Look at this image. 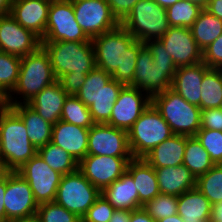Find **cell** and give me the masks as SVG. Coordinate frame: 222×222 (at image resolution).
Segmentation results:
<instances>
[{"label":"cell","instance_id":"cell-58","mask_svg":"<svg viewBox=\"0 0 222 222\" xmlns=\"http://www.w3.org/2000/svg\"><path fill=\"white\" fill-rule=\"evenodd\" d=\"M5 105V99L0 95V108Z\"/></svg>","mask_w":222,"mask_h":222},{"label":"cell","instance_id":"cell-26","mask_svg":"<svg viewBox=\"0 0 222 222\" xmlns=\"http://www.w3.org/2000/svg\"><path fill=\"white\" fill-rule=\"evenodd\" d=\"M154 169L160 194L180 196L196 187V178L185 165Z\"/></svg>","mask_w":222,"mask_h":222},{"label":"cell","instance_id":"cell-46","mask_svg":"<svg viewBox=\"0 0 222 222\" xmlns=\"http://www.w3.org/2000/svg\"><path fill=\"white\" fill-rule=\"evenodd\" d=\"M114 17L121 23L139 0H106Z\"/></svg>","mask_w":222,"mask_h":222},{"label":"cell","instance_id":"cell-39","mask_svg":"<svg viewBox=\"0 0 222 222\" xmlns=\"http://www.w3.org/2000/svg\"><path fill=\"white\" fill-rule=\"evenodd\" d=\"M36 217L39 222H81L75 213L55 201L39 204Z\"/></svg>","mask_w":222,"mask_h":222},{"label":"cell","instance_id":"cell-43","mask_svg":"<svg viewBox=\"0 0 222 222\" xmlns=\"http://www.w3.org/2000/svg\"><path fill=\"white\" fill-rule=\"evenodd\" d=\"M203 62L209 68L222 66V34L203 50Z\"/></svg>","mask_w":222,"mask_h":222},{"label":"cell","instance_id":"cell-31","mask_svg":"<svg viewBox=\"0 0 222 222\" xmlns=\"http://www.w3.org/2000/svg\"><path fill=\"white\" fill-rule=\"evenodd\" d=\"M183 165L196 179L214 166L208 152L195 136H187Z\"/></svg>","mask_w":222,"mask_h":222},{"label":"cell","instance_id":"cell-57","mask_svg":"<svg viewBox=\"0 0 222 222\" xmlns=\"http://www.w3.org/2000/svg\"><path fill=\"white\" fill-rule=\"evenodd\" d=\"M10 222H39L36 216L30 217V218H24V219H17Z\"/></svg>","mask_w":222,"mask_h":222},{"label":"cell","instance_id":"cell-34","mask_svg":"<svg viewBox=\"0 0 222 222\" xmlns=\"http://www.w3.org/2000/svg\"><path fill=\"white\" fill-rule=\"evenodd\" d=\"M21 58L0 51V95L5 99L16 87Z\"/></svg>","mask_w":222,"mask_h":222},{"label":"cell","instance_id":"cell-51","mask_svg":"<svg viewBox=\"0 0 222 222\" xmlns=\"http://www.w3.org/2000/svg\"><path fill=\"white\" fill-rule=\"evenodd\" d=\"M210 222H222V202L212 205Z\"/></svg>","mask_w":222,"mask_h":222},{"label":"cell","instance_id":"cell-13","mask_svg":"<svg viewBox=\"0 0 222 222\" xmlns=\"http://www.w3.org/2000/svg\"><path fill=\"white\" fill-rule=\"evenodd\" d=\"M38 203L29 183L16 171L6 174L5 222L36 216Z\"/></svg>","mask_w":222,"mask_h":222},{"label":"cell","instance_id":"cell-3","mask_svg":"<svg viewBox=\"0 0 222 222\" xmlns=\"http://www.w3.org/2000/svg\"><path fill=\"white\" fill-rule=\"evenodd\" d=\"M55 81L57 79L49 54L40 46L35 52L21 58L18 82L13 91L5 98V105L27 104L36 94ZM14 94L20 95L17 97L20 98L19 101L12 96Z\"/></svg>","mask_w":222,"mask_h":222},{"label":"cell","instance_id":"cell-9","mask_svg":"<svg viewBox=\"0 0 222 222\" xmlns=\"http://www.w3.org/2000/svg\"><path fill=\"white\" fill-rule=\"evenodd\" d=\"M100 195L101 191L76 170L62 175L54 201L82 219Z\"/></svg>","mask_w":222,"mask_h":222},{"label":"cell","instance_id":"cell-38","mask_svg":"<svg viewBox=\"0 0 222 222\" xmlns=\"http://www.w3.org/2000/svg\"><path fill=\"white\" fill-rule=\"evenodd\" d=\"M142 209L155 221L178 214V196L159 194L146 202Z\"/></svg>","mask_w":222,"mask_h":222},{"label":"cell","instance_id":"cell-24","mask_svg":"<svg viewBox=\"0 0 222 222\" xmlns=\"http://www.w3.org/2000/svg\"><path fill=\"white\" fill-rule=\"evenodd\" d=\"M101 195L115 210H137L139 205L138 191L132 175L126 171L119 179L101 191Z\"/></svg>","mask_w":222,"mask_h":222},{"label":"cell","instance_id":"cell-19","mask_svg":"<svg viewBox=\"0 0 222 222\" xmlns=\"http://www.w3.org/2000/svg\"><path fill=\"white\" fill-rule=\"evenodd\" d=\"M159 40L164 44L176 67L203 61V51L193 38L190 28L170 26Z\"/></svg>","mask_w":222,"mask_h":222},{"label":"cell","instance_id":"cell-36","mask_svg":"<svg viewBox=\"0 0 222 222\" xmlns=\"http://www.w3.org/2000/svg\"><path fill=\"white\" fill-rule=\"evenodd\" d=\"M60 120L90 129L95 123L89 107L76 95H68L63 105Z\"/></svg>","mask_w":222,"mask_h":222},{"label":"cell","instance_id":"cell-50","mask_svg":"<svg viewBox=\"0 0 222 222\" xmlns=\"http://www.w3.org/2000/svg\"><path fill=\"white\" fill-rule=\"evenodd\" d=\"M131 211L115 210L109 222H130Z\"/></svg>","mask_w":222,"mask_h":222},{"label":"cell","instance_id":"cell-52","mask_svg":"<svg viewBox=\"0 0 222 222\" xmlns=\"http://www.w3.org/2000/svg\"><path fill=\"white\" fill-rule=\"evenodd\" d=\"M12 0H0V16L10 14Z\"/></svg>","mask_w":222,"mask_h":222},{"label":"cell","instance_id":"cell-20","mask_svg":"<svg viewBox=\"0 0 222 222\" xmlns=\"http://www.w3.org/2000/svg\"><path fill=\"white\" fill-rule=\"evenodd\" d=\"M51 0H12L10 15L40 39L44 37Z\"/></svg>","mask_w":222,"mask_h":222},{"label":"cell","instance_id":"cell-45","mask_svg":"<svg viewBox=\"0 0 222 222\" xmlns=\"http://www.w3.org/2000/svg\"><path fill=\"white\" fill-rule=\"evenodd\" d=\"M86 75H77L72 72L61 76L58 81L68 95H76L85 82Z\"/></svg>","mask_w":222,"mask_h":222},{"label":"cell","instance_id":"cell-4","mask_svg":"<svg viewBox=\"0 0 222 222\" xmlns=\"http://www.w3.org/2000/svg\"><path fill=\"white\" fill-rule=\"evenodd\" d=\"M125 85L95 67L86 77L76 96L89 107L94 123H108L114 103Z\"/></svg>","mask_w":222,"mask_h":222},{"label":"cell","instance_id":"cell-53","mask_svg":"<svg viewBox=\"0 0 222 222\" xmlns=\"http://www.w3.org/2000/svg\"><path fill=\"white\" fill-rule=\"evenodd\" d=\"M155 3L160 5L161 7L168 8L171 5H174L179 0H153Z\"/></svg>","mask_w":222,"mask_h":222},{"label":"cell","instance_id":"cell-32","mask_svg":"<svg viewBox=\"0 0 222 222\" xmlns=\"http://www.w3.org/2000/svg\"><path fill=\"white\" fill-rule=\"evenodd\" d=\"M43 161L61 175H66L78 170V162L61 147L49 142L37 149Z\"/></svg>","mask_w":222,"mask_h":222},{"label":"cell","instance_id":"cell-11","mask_svg":"<svg viewBox=\"0 0 222 222\" xmlns=\"http://www.w3.org/2000/svg\"><path fill=\"white\" fill-rule=\"evenodd\" d=\"M177 67H160L153 65L152 53L144 45L137 55L133 82L129 85L144 91L151 98L171 89Z\"/></svg>","mask_w":222,"mask_h":222},{"label":"cell","instance_id":"cell-55","mask_svg":"<svg viewBox=\"0 0 222 222\" xmlns=\"http://www.w3.org/2000/svg\"><path fill=\"white\" fill-rule=\"evenodd\" d=\"M188 1L198 5L202 9H205L209 2V0H188Z\"/></svg>","mask_w":222,"mask_h":222},{"label":"cell","instance_id":"cell-35","mask_svg":"<svg viewBox=\"0 0 222 222\" xmlns=\"http://www.w3.org/2000/svg\"><path fill=\"white\" fill-rule=\"evenodd\" d=\"M196 187L210 201L222 202V164L214 165L196 179Z\"/></svg>","mask_w":222,"mask_h":222},{"label":"cell","instance_id":"cell-14","mask_svg":"<svg viewBox=\"0 0 222 222\" xmlns=\"http://www.w3.org/2000/svg\"><path fill=\"white\" fill-rule=\"evenodd\" d=\"M72 5L77 23L90 39L120 24L106 0H72Z\"/></svg>","mask_w":222,"mask_h":222},{"label":"cell","instance_id":"cell-48","mask_svg":"<svg viewBox=\"0 0 222 222\" xmlns=\"http://www.w3.org/2000/svg\"><path fill=\"white\" fill-rule=\"evenodd\" d=\"M205 10L222 20V0H209Z\"/></svg>","mask_w":222,"mask_h":222},{"label":"cell","instance_id":"cell-16","mask_svg":"<svg viewBox=\"0 0 222 222\" xmlns=\"http://www.w3.org/2000/svg\"><path fill=\"white\" fill-rule=\"evenodd\" d=\"M87 155L133 157L127 131L107 123H95L88 132Z\"/></svg>","mask_w":222,"mask_h":222},{"label":"cell","instance_id":"cell-54","mask_svg":"<svg viewBox=\"0 0 222 222\" xmlns=\"http://www.w3.org/2000/svg\"><path fill=\"white\" fill-rule=\"evenodd\" d=\"M156 222H183V221H182V218L178 214H176V215L158 220Z\"/></svg>","mask_w":222,"mask_h":222},{"label":"cell","instance_id":"cell-6","mask_svg":"<svg viewBox=\"0 0 222 222\" xmlns=\"http://www.w3.org/2000/svg\"><path fill=\"white\" fill-rule=\"evenodd\" d=\"M152 104L169 124L173 134L195 136L201 126V109L172 89L152 97Z\"/></svg>","mask_w":222,"mask_h":222},{"label":"cell","instance_id":"cell-56","mask_svg":"<svg viewBox=\"0 0 222 222\" xmlns=\"http://www.w3.org/2000/svg\"><path fill=\"white\" fill-rule=\"evenodd\" d=\"M9 171L6 169L2 157L0 156V177L6 175Z\"/></svg>","mask_w":222,"mask_h":222},{"label":"cell","instance_id":"cell-59","mask_svg":"<svg viewBox=\"0 0 222 222\" xmlns=\"http://www.w3.org/2000/svg\"><path fill=\"white\" fill-rule=\"evenodd\" d=\"M217 69H218V71L220 72V75H221V77H222V66L218 67Z\"/></svg>","mask_w":222,"mask_h":222},{"label":"cell","instance_id":"cell-42","mask_svg":"<svg viewBox=\"0 0 222 222\" xmlns=\"http://www.w3.org/2000/svg\"><path fill=\"white\" fill-rule=\"evenodd\" d=\"M152 53L153 65L160 67H176L171 56L167 53L160 40H151L144 43Z\"/></svg>","mask_w":222,"mask_h":222},{"label":"cell","instance_id":"cell-22","mask_svg":"<svg viewBox=\"0 0 222 222\" xmlns=\"http://www.w3.org/2000/svg\"><path fill=\"white\" fill-rule=\"evenodd\" d=\"M209 67L202 61L194 65L177 67L171 89L190 104L201 109V87L204 73Z\"/></svg>","mask_w":222,"mask_h":222},{"label":"cell","instance_id":"cell-44","mask_svg":"<svg viewBox=\"0 0 222 222\" xmlns=\"http://www.w3.org/2000/svg\"><path fill=\"white\" fill-rule=\"evenodd\" d=\"M200 129L222 131V108H208L201 110Z\"/></svg>","mask_w":222,"mask_h":222},{"label":"cell","instance_id":"cell-17","mask_svg":"<svg viewBox=\"0 0 222 222\" xmlns=\"http://www.w3.org/2000/svg\"><path fill=\"white\" fill-rule=\"evenodd\" d=\"M132 86H124L114 103L112 113L107 124L128 131L134 122L152 103V98ZM145 94V95H144Z\"/></svg>","mask_w":222,"mask_h":222},{"label":"cell","instance_id":"cell-23","mask_svg":"<svg viewBox=\"0 0 222 222\" xmlns=\"http://www.w3.org/2000/svg\"><path fill=\"white\" fill-rule=\"evenodd\" d=\"M68 94L57 80L36 94L27 104L53 125L60 120Z\"/></svg>","mask_w":222,"mask_h":222},{"label":"cell","instance_id":"cell-27","mask_svg":"<svg viewBox=\"0 0 222 222\" xmlns=\"http://www.w3.org/2000/svg\"><path fill=\"white\" fill-rule=\"evenodd\" d=\"M9 106L23 121L29 140L36 149L51 142L53 124L44 120L28 104L6 105Z\"/></svg>","mask_w":222,"mask_h":222},{"label":"cell","instance_id":"cell-10","mask_svg":"<svg viewBox=\"0 0 222 222\" xmlns=\"http://www.w3.org/2000/svg\"><path fill=\"white\" fill-rule=\"evenodd\" d=\"M92 42L76 21L72 0H51L41 42Z\"/></svg>","mask_w":222,"mask_h":222},{"label":"cell","instance_id":"cell-25","mask_svg":"<svg viewBox=\"0 0 222 222\" xmlns=\"http://www.w3.org/2000/svg\"><path fill=\"white\" fill-rule=\"evenodd\" d=\"M187 136L174 134L156 146L143 159L153 168L183 165Z\"/></svg>","mask_w":222,"mask_h":222},{"label":"cell","instance_id":"cell-30","mask_svg":"<svg viewBox=\"0 0 222 222\" xmlns=\"http://www.w3.org/2000/svg\"><path fill=\"white\" fill-rule=\"evenodd\" d=\"M190 29L197 45L203 51L222 34V20L202 9Z\"/></svg>","mask_w":222,"mask_h":222},{"label":"cell","instance_id":"cell-7","mask_svg":"<svg viewBox=\"0 0 222 222\" xmlns=\"http://www.w3.org/2000/svg\"><path fill=\"white\" fill-rule=\"evenodd\" d=\"M127 135L132 156L144 158L174 134L169 124L151 103L127 131Z\"/></svg>","mask_w":222,"mask_h":222},{"label":"cell","instance_id":"cell-21","mask_svg":"<svg viewBox=\"0 0 222 222\" xmlns=\"http://www.w3.org/2000/svg\"><path fill=\"white\" fill-rule=\"evenodd\" d=\"M88 128L59 120L53 125L51 142L68 152L78 163L87 156Z\"/></svg>","mask_w":222,"mask_h":222},{"label":"cell","instance_id":"cell-8","mask_svg":"<svg viewBox=\"0 0 222 222\" xmlns=\"http://www.w3.org/2000/svg\"><path fill=\"white\" fill-rule=\"evenodd\" d=\"M136 40H159L168 30L166 8L153 0H139L120 23Z\"/></svg>","mask_w":222,"mask_h":222},{"label":"cell","instance_id":"cell-28","mask_svg":"<svg viewBox=\"0 0 222 222\" xmlns=\"http://www.w3.org/2000/svg\"><path fill=\"white\" fill-rule=\"evenodd\" d=\"M127 171L132 175L141 207L160 194L155 169L143 158L131 159Z\"/></svg>","mask_w":222,"mask_h":222},{"label":"cell","instance_id":"cell-1","mask_svg":"<svg viewBox=\"0 0 222 222\" xmlns=\"http://www.w3.org/2000/svg\"><path fill=\"white\" fill-rule=\"evenodd\" d=\"M96 67L125 86L133 82L137 55L145 45L136 40L121 24L91 39Z\"/></svg>","mask_w":222,"mask_h":222},{"label":"cell","instance_id":"cell-40","mask_svg":"<svg viewBox=\"0 0 222 222\" xmlns=\"http://www.w3.org/2000/svg\"><path fill=\"white\" fill-rule=\"evenodd\" d=\"M195 137L208 152L214 165L222 164V131L200 129Z\"/></svg>","mask_w":222,"mask_h":222},{"label":"cell","instance_id":"cell-37","mask_svg":"<svg viewBox=\"0 0 222 222\" xmlns=\"http://www.w3.org/2000/svg\"><path fill=\"white\" fill-rule=\"evenodd\" d=\"M201 10L202 8L188 0H179L166 8L168 23L170 26L190 28Z\"/></svg>","mask_w":222,"mask_h":222},{"label":"cell","instance_id":"cell-18","mask_svg":"<svg viewBox=\"0 0 222 222\" xmlns=\"http://www.w3.org/2000/svg\"><path fill=\"white\" fill-rule=\"evenodd\" d=\"M41 46V39L21 26L10 14L0 16V51L25 57Z\"/></svg>","mask_w":222,"mask_h":222},{"label":"cell","instance_id":"cell-12","mask_svg":"<svg viewBox=\"0 0 222 222\" xmlns=\"http://www.w3.org/2000/svg\"><path fill=\"white\" fill-rule=\"evenodd\" d=\"M16 172L29 183L38 205L55 200L62 175L50 168L38 153Z\"/></svg>","mask_w":222,"mask_h":222},{"label":"cell","instance_id":"cell-41","mask_svg":"<svg viewBox=\"0 0 222 222\" xmlns=\"http://www.w3.org/2000/svg\"><path fill=\"white\" fill-rule=\"evenodd\" d=\"M115 209L100 195L82 217L81 222H109Z\"/></svg>","mask_w":222,"mask_h":222},{"label":"cell","instance_id":"cell-47","mask_svg":"<svg viewBox=\"0 0 222 222\" xmlns=\"http://www.w3.org/2000/svg\"><path fill=\"white\" fill-rule=\"evenodd\" d=\"M130 222H156L146 211L142 208L131 211Z\"/></svg>","mask_w":222,"mask_h":222},{"label":"cell","instance_id":"cell-33","mask_svg":"<svg viewBox=\"0 0 222 222\" xmlns=\"http://www.w3.org/2000/svg\"><path fill=\"white\" fill-rule=\"evenodd\" d=\"M222 100V77L216 68H209L203 76L201 87V110L220 108Z\"/></svg>","mask_w":222,"mask_h":222},{"label":"cell","instance_id":"cell-2","mask_svg":"<svg viewBox=\"0 0 222 222\" xmlns=\"http://www.w3.org/2000/svg\"><path fill=\"white\" fill-rule=\"evenodd\" d=\"M36 153L22 119L4 105L0 108V156L6 169L19 170Z\"/></svg>","mask_w":222,"mask_h":222},{"label":"cell","instance_id":"cell-49","mask_svg":"<svg viewBox=\"0 0 222 222\" xmlns=\"http://www.w3.org/2000/svg\"><path fill=\"white\" fill-rule=\"evenodd\" d=\"M6 192V175L0 177V222H5L4 197Z\"/></svg>","mask_w":222,"mask_h":222},{"label":"cell","instance_id":"cell-15","mask_svg":"<svg viewBox=\"0 0 222 222\" xmlns=\"http://www.w3.org/2000/svg\"><path fill=\"white\" fill-rule=\"evenodd\" d=\"M134 157L87 155L78 163V170L100 191L119 179Z\"/></svg>","mask_w":222,"mask_h":222},{"label":"cell","instance_id":"cell-5","mask_svg":"<svg viewBox=\"0 0 222 222\" xmlns=\"http://www.w3.org/2000/svg\"><path fill=\"white\" fill-rule=\"evenodd\" d=\"M41 46L49 54L57 80L70 72L77 75H87L96 67L92 42H41Z\"/></svg>","mask_w":222,"mask_h":222},{"label":"cell","instance_id":"cell-29","mask_svg":"<svg viewBox=\"0 0 222 222\" xmlns=\"http://www.w3.org/2000/svg\"><path fill=\"white\" fill-rule=\"evenodd\" d=\"M212 204L197 187L178 196V215L183 222H210Z\"/></svg>","mask_w":222,"mask_h":222}]
</instances>
